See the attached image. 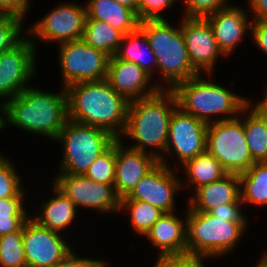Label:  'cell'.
Instances as JSON below:
<instances>
[{"mask_svg": "<svg viewBox=\"0 0 267 267\" xmlns=\"http://www.w3.org/2000/svg\"><path fill=\"white\" fill-rule=\"evenodd\" d=\"M66 92L70 120L104 129L117 140L123 136L129 102L107 80L74 83Z\"/></svg>", "mask_w": 267, "mask_h": 267, "instance_id": "obj_1", "label": "cell"}, {"mask_svg": "<svg viewBox=\"0 0 267 267\" xmlns=\"http://www.w3.org/2000/svg\"><path fill=\"white\" fill-rule=\"evenodd\" d=\"M62 88L60 93H53L29 86L4 101V128L14 125L55 141L69 119L67 92Z\"/></svg>", "mask_w": 267, "mask_h": 267, "instance_id": "obj_2", "label": "cell"}, {"mask_svg": "<svg viewBox=\"0 0 267 267\" xmlns=\"http://www.w3.org/2000/svg\"><path fill=\"white\" fill-rule=\"evenodd\" d=\"M177 108L176 96L168 89H160L150 97L129 102L125 130L119 140L123 139L124 135L129 136L136 143L127 147L150 153L160 163L169 166L164 154L170 119ZM147 146L151 148L150 152ZM162 151L164 154H161Z\"/></svg>", "mask_w": 267, "mask_h": 267, "instance_id": "obj_3", "label": "cell"}, {"mask_svg": "<svg viewBox=\"0 0 267 267\" xmlns=\"http://www.w3.org/2000/svg\"><path fill=\"white\" fill-rule=\"evenodd\" d=\"M201 76L203 75L180 82L172 89L178 107L183 112L207 124L230 120L246 112V106L249 104L248 97L236 95L225 86L208 81ZM218 114V120L213 121L212 116L216 117Z\"/></svg>", "mask_w": 267, "mask_h": 267, "instance_id": "obj_4", "label": "cell"}, {"mask_svg": "<svg viewBox=\"0 0 267 267\" xmlns=\"http://www.w3.org/2000/svg\"><path fill=\"white\" fill-rule=\"evenodd\" d=\"M187 210L185 212L186 256L202 261L204 258L226 256L233 251L248 226V223L218 219L208 212L194 211L190 208Z\"/></svg>", "mask_w": 267, "mask_h": 267, "instance_id": "obj_5", "label": "cell"}, {"mask_svg": "<svg viewBox=\"0 0 267 267\" xmlns=\"http://www.w3.org/2000/svg\"><path fill=\"white\" fill-rule=\"evenodd\" d=\"M178 27L166 19L143 20L139 26L148 38L156 57L157 70L168 90L199 75L190 63L180 24Z\"/></svg>", "mask_w": 267, "mask_h": 267, "instance_id": "obj_6", "label": "cell"}, {"mask_svg": "<svg viewBox=\"0 0 267 267\" xmlns=\"http://www.w3.org/2000/svg\"><path fill=\"white\" fill-rule=\"evenodd\" d=\"M116 140L104 129L68 119L55 139L63 146L64 154L58 173L84 175L96 158Z\"/></svg>", "mask_w": 267, "mask_h": 267, "instance_id": "obj_7", "label": "cell"}, {"mask_svg": "<svg viewBox=\"0 0 267 267\" xmlns=\"http://www.w3.org/2000/svg\"><path fill=\"white\" fill-rule=\"evenodd\" d=\"M243 117L207 125L206 151L215 157L229 174L245 173L252 160L244 132Z\"/></svg>", "mask_w": 267, "mask_h": 267, "instance_id": "obj_8", "label": "cell"}, {"mask_svg": "<svg viewBox=\"0 0 267 267\" xmlns=\"http://www.w3.org/2000/svg\"><path fill=\"white\" fill-rule=\"evenodd\" d=\"M59 47L58 59L64 88L79 82L106 80L109 55L82 39L59 44Z\"/></svg>", "mask_w": 267, "mask_h": 267, "instance_id": "obj_9", "label": "cell"}, {"mask_svg": "<svg viewBox=\"0 0 267 267\" xmlns=\"http://www.w3.org/2000/svg\"><path fill=\"white\" fill-rule=\"evenodd\" d=\"M54 184L76 206L93 209L100 213H117L120 209L121 197L114 185L98 183L85 175L58 173Z\"/></svg>", "mask_w": 267, "mask_h": 267, "instance_id": "obj_10", "label": "cell"}, {"mask_svg": "<svg viewBox=\"0 0 267 267\" xmlns=\"http://www.w3.org/2000/svg\"><path fill=\"white\" fill-rule=\"evenodd\" d=\"M36 39L24 37L10 50L0 54V98H14L29 87L36 74ZM28 85V86H27Z\"/></svg>", "mask_w": 267, "mask_h": 267, "instance_id": "obj_11", "label": "cell"}, {"mask_svg": "<svg viewBox=\"0 0 267 267\" xmlns=\"http://www.w3.org/2000/svg\"><path fill=\"white\" fill-rule=\"evenodd\" d=\"M86 5L67 2L57 5L50 12L30 27V36L40 41L62 44L82 39L86 20Z\"/></svg>", "mask_w": 267, "mask_h": 267, "instance_id": "obj_12", "label": "cell"}, {"mask_svg": "<svg viewBox=\"0 0 267 267\" xmlns=\"http://www.w3.org/2000/svg\"><path fill=\"white\" fill-rule=\"evenodd\" d=\"M158 163L134 187V189L121 200H138L159 208L164 213L175 211V195L182 187V181L174 172L178 168H170Z\"/></svg>", "mask_w": 267, "mask_h": 267, "instance_id": "obj_13", "label": "cell"}, {"mask_svg": "<svg viewBox=\"0 0 267 267\" xmlns=\"http://www.w3.org/2000/svg\"><path fill=\"white\" fill-rule=\"evenodd\" d=\"M60 233L39 225L31 216L23 224V246L28 267H54L72 249Z\"/></svg>", "mask_w": 267, "mask_h": 267, "instance_id": "obj_14", "label": "cell"}, {"mask_svg": "<svg viewBox=\"0 0 267 267\" xmlns=\"http://www.w3.org/2000/svg\"><path fill=\"white\" fill-rule=\"evenodd\" d=\"M207 125L178 107L170 119L165 155L176 154L175 158L177 156L179 164L183 165L186 161L205 152Z\"/></svg>", "mask_w": 267, "mask_h": 267, "instance_id": "obj_15", "label": "cell"}, {"mask_svg": "<svg viewBox=\"0 0 267 267\" xmlns=\"http://www.w3.org/2000/svg\"><path fill=\"white\" fill-rule=\"evenodd\" d=\"M180 22L188 57L193 69L210 74L219 56L227 57L219 48L212 28L205 18L182 17Z\"/></svg>", "mask_w": 267, "mask_h": 267, "instance_id": "obj_16", "label": "cell"}, {"mask_svg": "<svg viewBox=\"0 0 267 267\" xmlns=\"http://www.w3.org/2000/svg\"><path fill=\"white\" fill-rule=\"evenodd\" d=\"M153 78L133 62L110 57L106 80L111 87L128 102L144 99L163 88L157 84L150 86Z\"/></svg>", "mask_w": 267, "mask_h": 267, "instance_id": "obj_17", "label": "cell"}, {"mask_svg": "<svg viewBox=\"0 0 267 267\" xmlns=\"http://www.w3.org/2000/svg\"><path fill=\"white\" fill-rule=\"evenodd\" d=\"M122 140H116V174L115 190L122 198L127 196L137 183L158 163V159L150 153L134 150Z\"/></svg>", "mask_w": 267, "mask_h": 267, "instance_id": "obj_18", "label": "cell"}, {"mask_svg": "<svg viewBox=\"0 0 267 267\" xmlns=\"http://www.w3.org/2000/svg\"><path fill=\"white\" fill-rule=\"evenodd\" d=\"M247 12L238 5H230L205 17L212 28L221 51L230 56L246 33L251 30L252 21Z\"/></svg>", "mask_w": 267, "mask_h": 267, "instance_id": "obj_19", "label": "cell"}, {"mask_svg": "<svg viewBox=\"0 0 267 267\" xmlns=\"http://www.w3.org/2000/svg\"><path fill=\"white\" fill-rule=\"evenodd\" d=\"M185 220L175 212L164 213L144 235L157 248L158 257L186 256Z\"/></svg>", "mask_w": 267, "mask_h": 267, "instance_id": "obj_20", "label": "cell"}, {"mask_svg": "<svg viewBox=\"0 0 267 267\" xmlns=\"http://www.w3.org/2000/svg\"><path fill=\"white\" fill-rule=\"evenodd\" d=\"M189 208L209 212L223 204H242L240 176L227 174L223 178L197 188L189 200Z\"/></svg>", "mask_w": 267, "mask_h": 267, "instance_id": "obj_21", "label": "cell"}, {"mask_svg": "<svg viewBox=\"0 0 267 267\" xmlns=\"http://www.w3.org/2000/svg\"><path fill=\"white\" fill-rule=\"evenodd\" d=\"M86 14V20L104 21L124 35L137 30L141 22L134 10L114 0H88Z\"/></svg>", "mask_w": 267, "mask_h": 267, "instance_id": "obj_22", "label": "cell"}, {"mask_svg": "<svg viewBox=\"0 0 267 267\" xmlns=\"http://www.w3.org/2000/svg\"><path fill=\"white\" fill-rule=\"evenodd\" d=\"M54 196L42 203L41 214L31 218L39 225L51 231L62 233L70 224L73 223L78 211L75 204L65 196L54 184L52 186Z\"/></svg>", "mask_w": 267, "mask_h": 267, "instance_id": "obj_23", "label": "cell"}, {"mask_svg": "<svg viewBox=\"0 0 267 267\" xmlns=\"http://www.w3.org/2000/svg\"><path fill=\"white\" fill-rule=\"evenodd\" d=\"M115 56L118 59L135 63L151 77L155 73L154 71L157 70V61L154 52L150 47L146 34L140 28L123 35Z\"/></svg>", "mask_w": 267, "mask_h": 267, "instance_id": "obj_24", "label": "cell"}, {"mask_svg": "<svg viewBox=\"0 0 267 267\" xmlns=\"http://www.w3.org/2000/svg\"><path fill=\"white\" fill-rule=\"evenodd\" d=\"M181 166L185 169L187 176V182L186 184L182 182V186H189L191 183L193 191L228 174L222 164L207 151L186 161Z\"/></svg>", "mask_w": 267, "mask_h": 267, "instance_id": "obj_25", "label": "cell"}, {"mask_svg": "<svg viewBox=\"0 0 267 267\" xmlns=\"http://www.w3.org/2000/svg\"><path fill=\"white\" fill-rule=\"evenodd\" d=\"M247 112L244 132L252 160L255 163L267 162V123L250 104L246 106Z\"/></svg>", "mask_w": 267, "mask_h": 267, "instance_id": "obj_26", "label": "cell"}, {"mask_svg": "<svg viewBox=\"0 0 267 267\" xmlns=\"http://www.w3.org/2000/svg\"><path fill=\"white\" fill-rule=\"evenodd\" d=\"M123 33L100 20H85L84 40L91 47L101 50L110 57L115 56Z\"/></svg>", "mask_w": 267, "mask_h": 267, "instance_id": "obj_27", "label": "cell"}, {"mask_svg": "<svg viewBox=\"0 0 267 267\" xmlns=\"http://www.w3.org/2000/svg\"><path fill=\"white\" fill-rule=\"evenodd\" d=\"M239 176L242 203L267 205V162L254 163Z\"/></svg>", "mask_w": 267, "mask_h": 267, "instance_id": "obj_28", "label": "cell"}, {"mask_svg": "<svg viewBox=\"0 0 267 267\" xmlns=\"http://www.w3.org/2000/svg\"><path fill=\"white\" fill-rule=\"evenodd\" d=\"M122 210H128L130 225L139 236H144L164 214L159 208L138 200H121L119 212Z\"/></svg>", "mask_w": 267, "mask_h": 267, "instance_id": "obj_29", "label": "cell"}, {"mask_svg": "<svg viewBox=\"0 0 267 267\" xmlns=\"http://www.w3.org/2000/svg\"><path fill=\"white\" fill-rule=\"evenodd\" d=\"M25 197L0 199V237L18 231L30 217L25 210Z\"/></svg>", "mask_w": 267, "mask_h": 267, "instance_id": "obj_30", "label": "cell"}, {"mask_svg": "<svg viewBox=\"0 0 267 267\" xmlns=\"http://www.w3.org/2000/svg\"><path fill=\"white\" fill-rule=\"evenodd\" d=\"M0 266L28 267L23 246V226L0 237Z\"/></svg>", "mask_w": 267, "mask_h": 267, "instance_id": "obj_31", "label": "cell"}, {"mask_svg": "<svg viewBox=\"0 0 267 267\" xmlns=\"http://www.w3.org/2000/svg\"><path fill=\"white\" fill-rule=\"evenodd\" d=\"M116 174V141L90 165L84 174L98 183L114 185Z\"/></svg>", "mask_w": 267, "mask_h": 267, "instance_id": "obj_32", "label": "cell"}, {"mask_svg": "<svg viewBox=\"0 0 267 267\" xmlns=\"http://www.w3.org/2000/svg\"><path fill=\"white\" fill-rule=\"evenodd\" d=\"M12 162L0 155V199L8 197H25L20 175ZM25 191V192H24Z\"/></svg>", "mask_w": 267, "mask_h": 267, "instance_id": "obj_33", "label": "cell"}, {"mask_svg": "<svg viewBox=\"0 0 267 267\" xmlns=\"http://www.w3.org/2000/svg\"><path fill=\"white\" fill-rule=\"evenodd\" d=\"M23 20L15 15H3L0 18V54L10 50L24 37Z\"/></svg>", "mask_w": 267, "mask_h": 267, "instance_id": "obj_34", "label": "cell"}, {"mask_svg": "<svg viewBox=\"0 0 267 267\" xmlns=\"http://www.w3.org/2000/svg\"><path fill=\"white\" fill-rule=\"evenodd\" d=\"M184 15L187 18H205L214 12L230 6L227 0H184Z\"/></svg>", "mask_w": 267, "mask_h": 267, "instance_id": "obj_35", "label": "cell"}, {"mask_svg": "<svg viewBox=\"0 0 267 267\" xmlns=\"http://www.w3.org/2000/svg\"><path fill=\"white\" fill-rule=\"evenodd\" d=\"M176 0H139L138 18L143 20H161L165 19L161 12L173 6Z\"/></svg>", "mask_w": 267, "mask_h": 267, "instance_id": "obj_36", "label": "cell"}, {"mask_svg": "<svg viewBox=\"0 0 267 267\" xmlns=\"http://www.w3.org/2000/svg\"><path fill=\"white\" fill-rule=\"evenodd\" d=\"M240 205L243 204H223L210 210L208 213L216 218H222L224 221L236 223H248V218L244 216Z\"/></svg>", "mask_w": 267, "mask_h": 267, "instance_id": "obj_37", "label": "cell"}, {"mask_svg": "<svg viewBox=\"0 0 267 267\" xmlns=\"http://www.w3.org/2000/svg\"><path fill=\"white\" fill-rule=\"evenodd\" d=\"M106 264L102 259L80 258L71 250L54 267H106Z\"/></svg>", "mask_w": 267, "mask_h": 267, "instance_id": "obj_38", "label": "cell"}, {"mask_svg": "<svg viewBox=\"0 0 267 267\" xmlns=\"http://www.w3.org/2000/svg\"><path fill=\"white\" fill-rule=\"evenodd\" d=\"M157 258L154 267H205L202 260L190 256Z\"/></svg>", "mask_w": 267, "mask_h": 267, "instance_id": "obj_39", "label": "cell"}, {"mask_svg": "<svg viewBox=\"0 0 267 267\" xmlns=\"http://www.w3.org/2000/svg\"><path fill=\"white\" fill-rule=\"evenodd\" d=\"M30 0H0V11L4 15H15L24 19L30 7Z\"/></svg>", "mask_w": 267, "mask_h": 267, "instance_id": "obj_40", "label": "cell"}, {"mask_svg": "<svg viewBox=\"0 0 267 267\" xmlns=\"http://www.w3.org/2000/svg\"><path fill=\"white\" fill-rule=\"evenodd\" d=\"M249 31L254 43L267 55V20L252 21Z\"/></svg>", "mask_w": 267, "mask_h": 267, "instance_id": "obj_41", "label": "cell"}, {"mask_svg": "<svg viewBox=\"0 0 267 267\" xmlns=\"http://www.w3.org/2000/svg\"><path fill=\"white\" fill-rule=\"evenodd\" d=\"M249 4L248 7L250 11H247L249 13H252L254 16L253 21L256 20H267V0H248Z\"/></svg>", "mask_w": 267, "mask_h": 267, "instance_id": "obj_42", "label": "cell"}, {"mask_svg": "<svg viewBox=\"0 0 267 267\" xmlns=\"http://www.w3.org/2000/svg\"><path fill=\"white\" fill-rule=\"evenodd\" d=\"M266 94V95H265ZM264 94V98L260 101H256V103H251V100L249 101V104L264 118V120L267 123V89L266 93Z\"/></svg>", "mask_w": 267, "mask_h": 267, "instance_id": "obj_43", "label": "cell"}, {"mask_svg": "<svg viewBox=\"0 0 267 267\" xmlns=\"http://www.w3.org/2000/svg\"><path fill=\"white\" fill-rule=\"evenodd\" d=\"M114 1L134 10L138 16V2H139V0H114Z\"/></svg>", "mask_w": 267, "mask_h": 267, "instance_id": "obj_44", "label": "cell"}, {"mask_svg": "<svg viewBox=\"0 0 267 267\" xmlns=\"http://www.w3.org/2000/svg\"><path fill=\"white\" fill-rule=\"evenodd\" d=\"M3 128H4V101H2V103L0 104V131Z\"/></svg>", "mask_w": 267, "mask_h": 267, "instance_id": "obj_45", "label": "cell"}, {"mask_svg": "<svg viewBox=\"0 0 267 267\" xmlns=\"http://www.w3.org/2000/svg\"><path fill=\"white\" fill-rule=\"evenodd\" d=\"M255 267H267V256L265 254H263V256L260 257Z\"/></svg>", "mask_w": 267, "mask_h": 267, "instance_id": "obj_46", "label": "cell"}, {"mask_svg": "<svg viewBox=\"0 0 267 267\" xmlns=\"http://www.w3.org/2000/svg\"><path fill=\"white\" fill-rule=\"evenodd\" d=\"M4 14L0 11V18L3 16Z\"/></svg>", "mask_w": 267, "mask_h": 267, "instance_id": "obj_47", "label": "cell"}]
</instances>
